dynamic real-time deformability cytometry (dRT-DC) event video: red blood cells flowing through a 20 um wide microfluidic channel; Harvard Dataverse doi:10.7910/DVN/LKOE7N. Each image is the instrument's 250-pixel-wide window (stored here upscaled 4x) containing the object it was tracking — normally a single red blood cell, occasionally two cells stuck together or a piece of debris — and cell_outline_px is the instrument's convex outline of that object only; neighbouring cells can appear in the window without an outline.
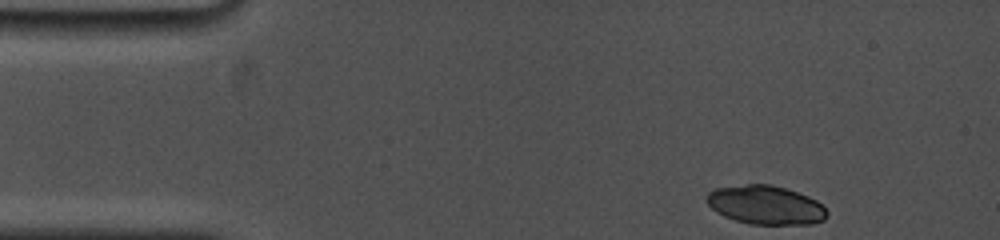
{"species": "common noctule bat (a hibernating species)", "species_latin": "Nyctalus noctula", "temperature_condition": "cold", "stored_images_in_passage": 9, "camera_frame_rate_fps": 5000, "um_per_image_px": 0.085, "animal": {"sex": "female", "body_mass_g": 19.0, "forearm_length_mm": 53.3}, "frame": {"image": 1, "passage_image": 1, "time_ms": 0.0, "image_size_px": [1000, 240], "cell_outline_px": [[828, 216], [824, 220], [812, 224], [752, 224], [736, 220], [724, 216], [716, 212], [704, 200], [704, 196], [708, 192], [716, 188], [748, 184], [772, 184], [808, 196], [816, 200], [828, 212]], "centroid_in_image_um": [65.06, 17.42], "position_along_channel_um": 19.9, "area_um2": 27.22}}